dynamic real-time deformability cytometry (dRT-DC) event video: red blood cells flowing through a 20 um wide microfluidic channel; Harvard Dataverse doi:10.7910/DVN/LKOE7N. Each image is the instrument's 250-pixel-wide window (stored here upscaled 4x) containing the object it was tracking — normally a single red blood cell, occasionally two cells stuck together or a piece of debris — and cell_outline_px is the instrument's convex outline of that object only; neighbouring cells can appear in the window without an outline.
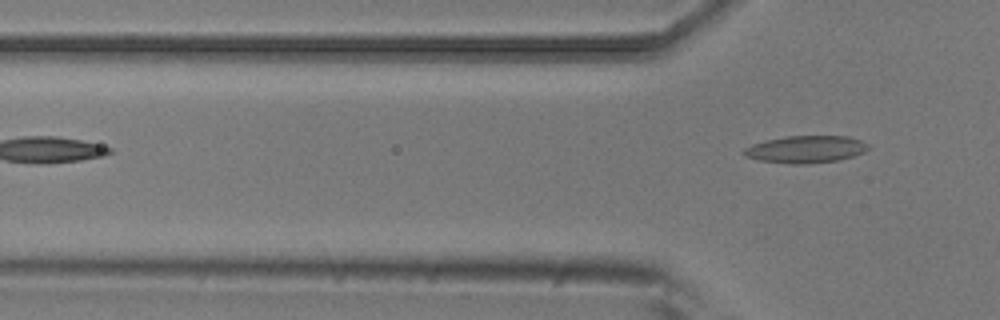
{"species": "common noctule bat (a hibernating species)", "species_latin": "Nyctalus noctula", "temperature_condition": "room temperature", "stored_images_in_passage": 5, "camera_frame_rate_fps": 3000, "um_per_image_px": 0.085, "animal": {"sex": "male", "body_mass_g": 20.5, "forearm_length_mm": 52.5}, "frame": {"image": 1, "passage_image": 5, "time_ms": 1.333, "image_size_px": [1000, 320], "cell_outline_px": [[868, 148], [864, 152], [852, 156], [836, 160], [808, 164], [792, 164], [760, 160], [744, 156], [740, 152], [744, 148], [752, 144], [768, 140], [788, 136], [848, 136], [860, 140], [868, 144]], "centroid_in_image_um": [68.46, 12.69], "position_along_channel_um": 57.3, "area_um2": 19.59}}